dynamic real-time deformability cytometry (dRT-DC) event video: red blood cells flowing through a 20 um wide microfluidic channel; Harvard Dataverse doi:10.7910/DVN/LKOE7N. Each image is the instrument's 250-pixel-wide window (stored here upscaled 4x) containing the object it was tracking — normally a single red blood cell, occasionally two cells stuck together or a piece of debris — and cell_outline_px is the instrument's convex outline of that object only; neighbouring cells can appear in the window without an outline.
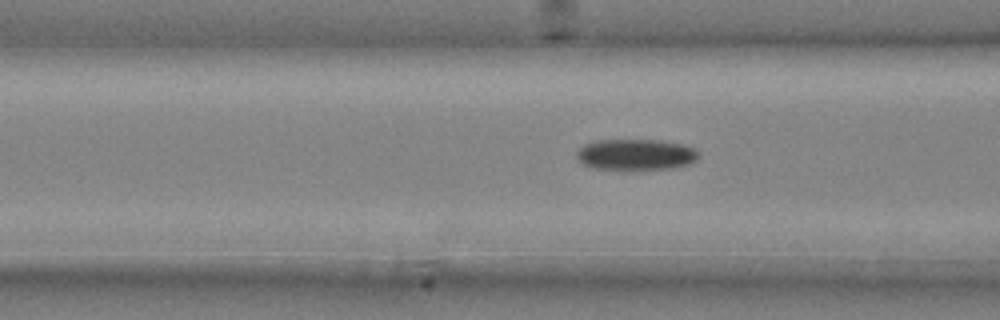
{"species": "common noctule bat (a hibernating species)", "species_latin": "Nyctalus noctula", "temperature_condition": "cold", "stored_images_in_passage": 8, "camera_frame_rate_fps": 3000, "um_per_image_px": 0.085, "animal": {"sex": "male", "body_mass_g": 20.4}, "frame": {"image": 1, "passage_image": 8, "time_ms": 2.333, "image_size_px": [1000, 320], "cell_outline_px": [[700, 156], [696, 160], [688, 164], [672, 168], [624, 172], [592, 168], [584, 164], [576, 156], [576, 152], [584, 144], [592, 140], [660, 140], [684, 144], [692, 148]], "centroid_in_image_um": [54.0, 13.17], "position_along_channel_um": 112.6, "area_um2": 22.83}}